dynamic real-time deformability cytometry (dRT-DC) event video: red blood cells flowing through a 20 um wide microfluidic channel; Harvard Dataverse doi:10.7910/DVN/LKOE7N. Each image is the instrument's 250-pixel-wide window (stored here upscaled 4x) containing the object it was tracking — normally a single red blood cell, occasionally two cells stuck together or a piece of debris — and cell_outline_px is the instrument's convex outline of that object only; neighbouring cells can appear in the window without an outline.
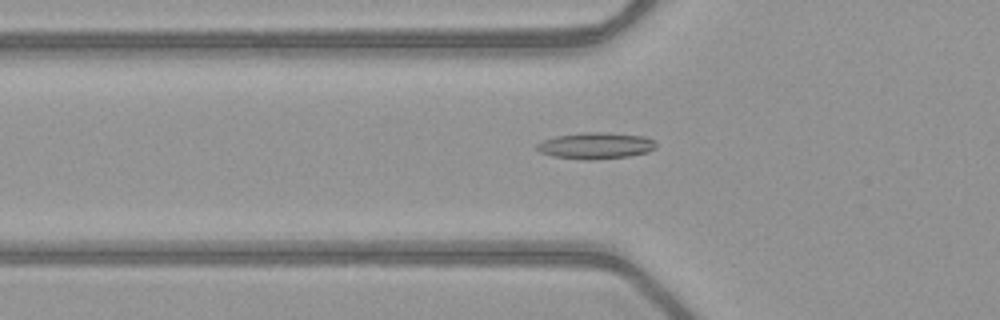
{"species": "common noctule bat (a hibernating species)", "species_latin": "Nyctalus noctula", "temperature_condition": "warm", "stored_images_in_passage": 52, "camera_frame_rate_fps": 3000, "um_per_image_px": 0.085, "animal": {"sex": "female", "body_mass_g": 21.9}, "frame": {"image": 1, "passage_image": 19, "time_ms": 6.0, "image_size_px": [1000, 320], "cell_outline_px": [[656, 148], [648, 152], [628, 156], [592, 160], [584, 160], [552, 156], [540, 152], [536, 148], [536, 144], [544, 140], [556, 136], [580, 132], [604, 132], [644, 136], [656, 140]], "centroid_in_image_um": [50.65, 12.38], "position_along_channel_um": 75.2, "area_um2": 18.5}}
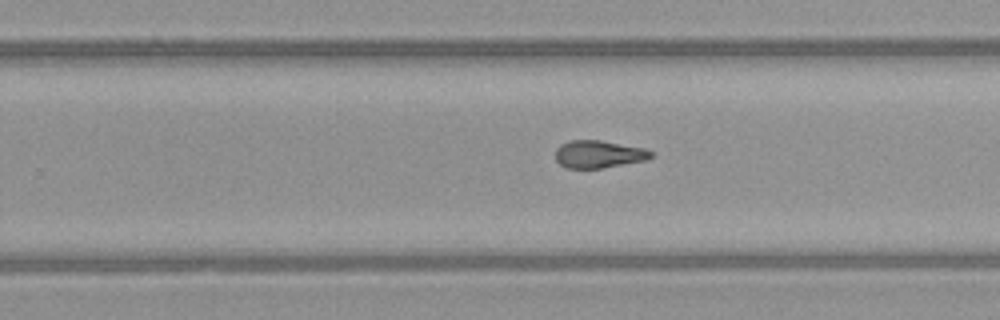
{"frame": {"image": 2, "passage_image": 34, "time_ms": 11.0, "image_size_px": [1000, 320], "cell_outline_px": [[656, 156], [648, 160], [600, 168], [568, 168], [560, 164], [556, 160], [556, 148], [560, 144], [572, 140], [600, 140], [648, 148]], "centroid_in_image_um": [50.95, 13.1], "position_along_channel_um": 278.8, "area_um2": 15.55}}
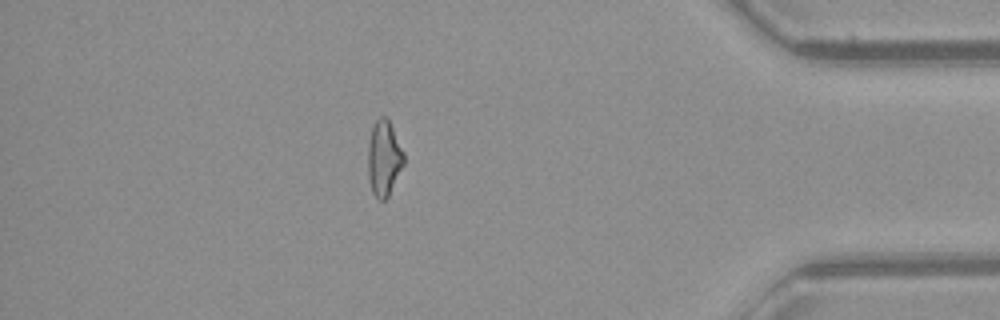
{"frame": {"image": 3, "passage_image": 46, "time_ms": 15.0, "image_size_px": [1000, 320], "cell_outline_px": [[404, 164], [388, 196], [384, 200], [380, 200], [372, 192], [368, 176], [368, 144], [372, 128], [376, 120], [380, 116], [384, 116], [388, 120], [404, 152]], "centroid_in_image_um": [32.63, 13.46], "position_along_channel_um": 402.6, "area_um2": 15.55}, "authors_computed_cell_mechanics": {"area_um2": 16.2418, "velocity_mm_per_s": 4.0495, "shape_relaxation_time_tau1_ms": null, "shape_relaxation_time_tau2_ms": 3.3717, "deformation_change_tau1": null, "deformation_change_tau2": 0.1224}}